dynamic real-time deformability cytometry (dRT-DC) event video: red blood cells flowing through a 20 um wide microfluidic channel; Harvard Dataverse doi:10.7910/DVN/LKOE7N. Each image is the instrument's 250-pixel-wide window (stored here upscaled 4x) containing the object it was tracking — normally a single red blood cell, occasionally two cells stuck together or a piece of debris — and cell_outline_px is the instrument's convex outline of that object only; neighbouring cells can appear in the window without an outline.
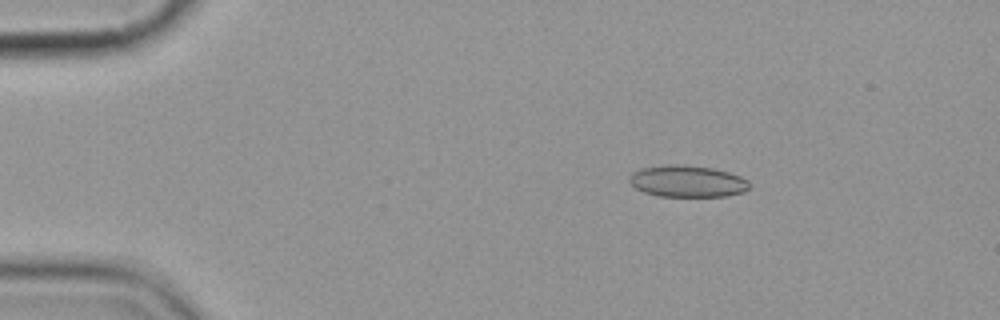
{"species": "common noctule bat (a hibernating species)", "species_latin": "Nyctalus noctula", "temperature_condition": "cold", "stored_images_in_passage": 6, "camera_frame_rate_fps": 3000, "um_per_image_px": 0.085, "animal": {"sex": "female", "body_mass_g": 19.9}, "frame": {"image": 1, "passage_image": 3, "time_ms": 2.333, "image_size_px": [1000, 320], "cell_outline_px": [[748, 188], [744, 192], [724, 196], [656, 196], [644, 192], [636, 188], [628, 180], [628, 176], [632, 172], [640, 168], [668, 164], [684, 164], [712, 168], [728, 172], [740, 176], [748, 180]], "centroid_in_image_um": [58.38, 15.4], "position_along_channel_um": 26.6, "area_um2": 22.25}}
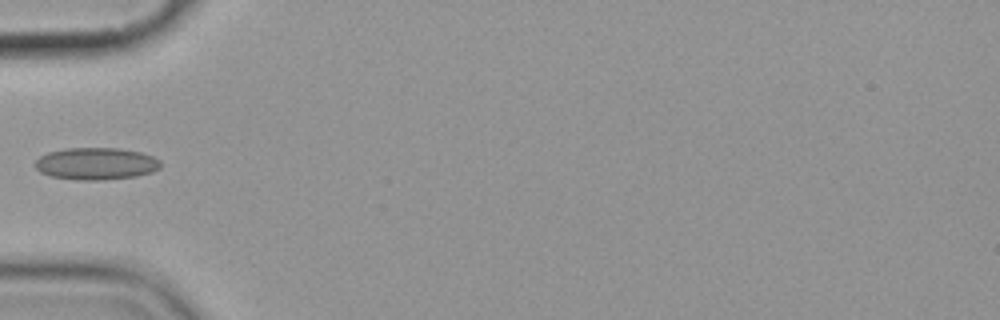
{"frame": {"image": 2, "passage_image": 6, "time_ms": 5.667, "image_size_px": [1000, 320], "cell_outline_px": [[160, 168], [152, 172], [136, 176], [100, 180], [80, 180], [52, 176], [40, 172], [36, 168], [36, 160], [40, 156], [48, 152], [64, 148], [120, 148], [140, 152], [152, 156], [160, 160]], "centroid_in_image_um": [8.17, 13.9], "position_along_channel_um": 76.8, "area_um2": 23.41}}